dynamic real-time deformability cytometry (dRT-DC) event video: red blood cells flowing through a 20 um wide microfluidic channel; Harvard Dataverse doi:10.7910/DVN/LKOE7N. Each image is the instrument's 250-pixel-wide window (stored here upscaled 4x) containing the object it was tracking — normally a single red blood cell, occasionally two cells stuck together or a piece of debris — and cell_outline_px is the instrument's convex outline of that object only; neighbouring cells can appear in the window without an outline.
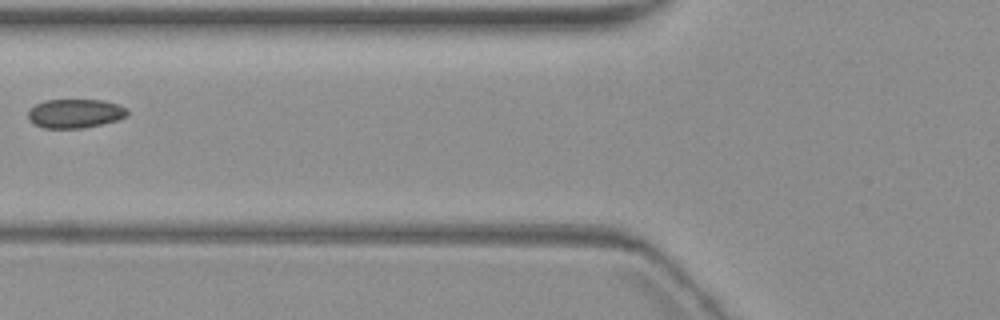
{"species": "common noctule bat (a hibernating species)", "species_latin": "Nyctalus noctula", "temperature_condition": "warm", "stored_images_in_passage": 3, "camera_frame_rate_fps": 3000, "um_per_image_px": 0.085, "animal": {"sex": "female", "body_mass_g": 19.3, "forearm_length_mm": 54.1}, "frame": {"image": 1, "passage_image": 2, "time_ms": 1.333, "image_size_px": [1000, 320], "cell_outline_px": [[632, 252], [628, 252], [524, 248], [476, 244], [480, 240], [488, 236], [572, 236], [620, 244], [632, 248]], "centroid_in_image_um": [47.09, 20.68], "position_along_channel_um": 78.7, "area_um2": 11.91}}